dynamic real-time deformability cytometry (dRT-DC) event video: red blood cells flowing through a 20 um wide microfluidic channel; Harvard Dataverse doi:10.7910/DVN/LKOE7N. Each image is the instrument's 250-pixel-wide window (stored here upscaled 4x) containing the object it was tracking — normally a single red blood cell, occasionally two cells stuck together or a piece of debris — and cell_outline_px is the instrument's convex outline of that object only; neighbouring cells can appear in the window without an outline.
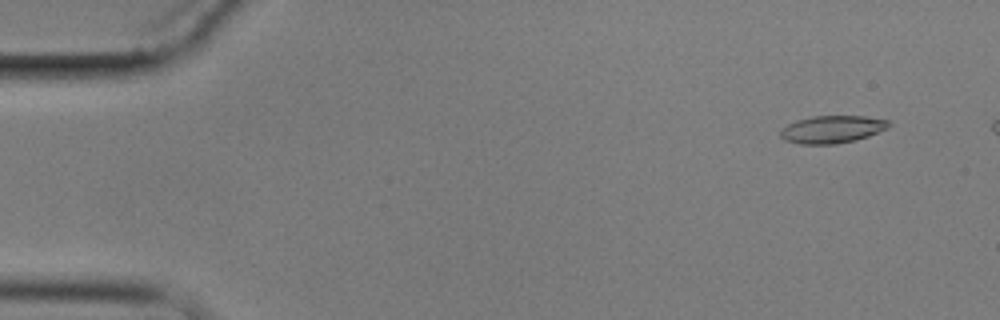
{"species": "common noctule bat (a hibernating species)", "species_latin": "Nyctalus noctula", "temperature_condition": "cold", "stored_images_in_passage": 15, "camera_frame_rate_fps": 3000, "um_per_image_px": 0.085, "animal": {"sex": "male", "body_mass_g": 17.9}, "frame": {"image": 1, "passage_image": 2, "time_ms": 1.333, "image_size_px": [1000, 320], "cell_outline_px": [[892, 124], [888, 128], [868, 136], [856, 140], [836, 144], [800, 144], [784, 140], [780, 136], [780, 128], [796, 120], [812, 116], [864, 116], [888, 120]], "centroid_in_image_um": [70.71, 10.99], "position_along_channel_um": 14.3, "area_um2": 17.51}}
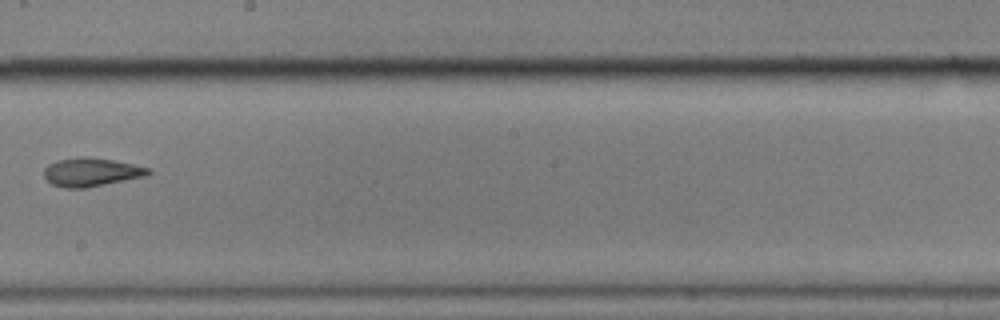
{"frame": {"image": 2, "passage_image": 9, "time_ms": 11.0, "image_size_px": [1000, 320], "cell_outline_px": [[152, 172], [144, 176], [84, 188], [64, 188], [52, 184], [44, 176], [44, 168], [48, 164], [60, 160], [80, 156], [88, 156], [112, 160], [132, 164], [148, 168]], "centroid_in_image_um": [7.71, 14.62], "position_along_channel_um": 240.5, "area_um2": 17.05}}
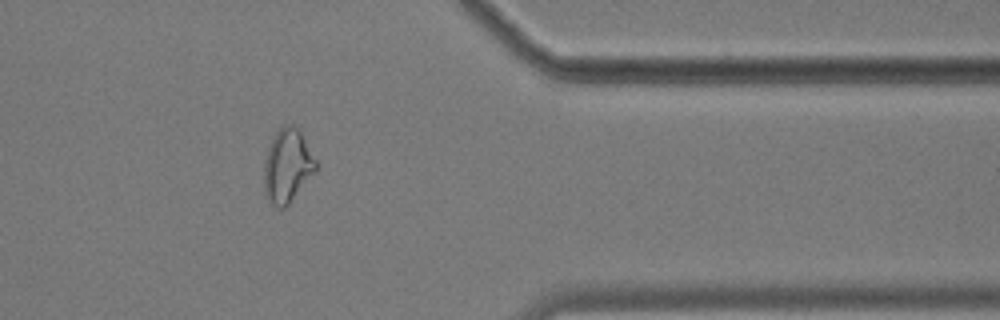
{"frame": {"image": 3, "passage_image": 13, "time_ms": 15.667, "image_size_px": [1000, 320], "cell_outline_px": [[316, 172], [288, 204], [284, 208], [276, 208], [268, 204], [264, 192], [264, 160], [272, 136], [284, 124], [292, 124], [300, 128], [316, 160]], "centroid_in_image_um": [24.41, 14.09], "position_along_channel_um": 387.0, "area_um2": 22.72}, "authors_computed_cell_mechanics": {"area_um2": 17.5134, "velocity_mm_per_s": 3.4771, "shape_relaxation_time_tau1_ms": 7.3831, "shape_relaxation_time_tau2_ms": 4.9016, "deformation_change_tau1": 0.1772, "deformation_change_tau2": 0.1405}}